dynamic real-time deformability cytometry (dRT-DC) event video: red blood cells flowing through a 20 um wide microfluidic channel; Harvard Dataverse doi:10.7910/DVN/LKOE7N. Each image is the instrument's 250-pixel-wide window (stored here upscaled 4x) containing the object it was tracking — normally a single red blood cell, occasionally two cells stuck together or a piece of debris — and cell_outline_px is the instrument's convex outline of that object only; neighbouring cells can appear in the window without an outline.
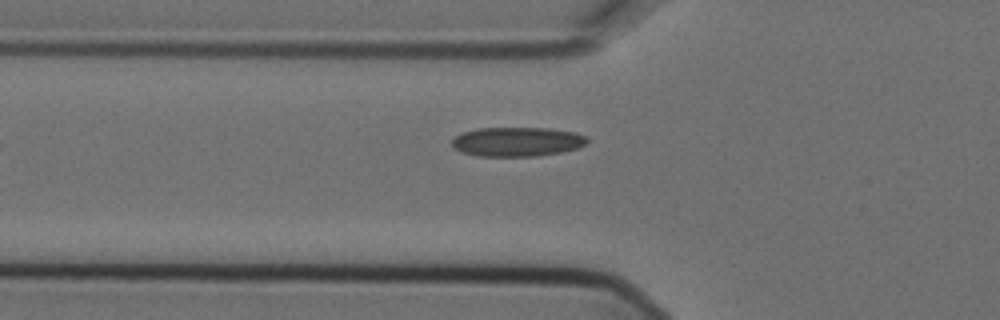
{"species": "Egyptian fruit bat (a non-hibernating species)", "species_latin": "Rousettus aegyptiacus", "temperature_condition": "cold", "stored_images_in_passage": 7, "camera_frame_rate_fps": 3000, "um_per_image_px": 0.085, "animal": {"sex": "female"}, "frame": {"image": 1, "passage_image": 7, "time_ms": 2.0, "image_size_px": [1000, 320], "cell_outline_px": [[588, 140], [580, 148], [560, 152], [536, 156], [476, 156], [452, 148], [452, 140], [460, 132], [476, 128], [548, 128], [576, 132], [584, 136]], "centroid_in_image_um": [43.93, 12.04], "position_along_channel_um": 81.9, "area_um2": 23.18}}